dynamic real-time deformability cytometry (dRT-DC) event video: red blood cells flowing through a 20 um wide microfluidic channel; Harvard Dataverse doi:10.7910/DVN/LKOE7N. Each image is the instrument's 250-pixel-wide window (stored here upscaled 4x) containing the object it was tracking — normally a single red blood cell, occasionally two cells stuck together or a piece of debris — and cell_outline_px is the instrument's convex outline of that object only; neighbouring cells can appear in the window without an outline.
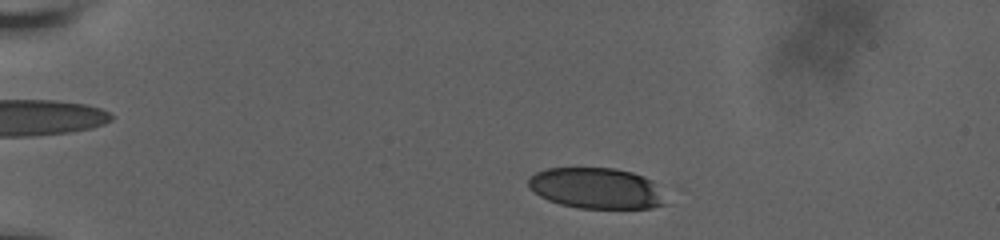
{"species": "human", "species_latin": "Homo sapiens", "temperature_condition": "room temperature", "stored_images_in_passage": 31, "camera_frame_rate_fps": 3000, "um_per_image_px": 0.085, "donor": {"sex": "male"}, "frame": {"image": 1, "passage_image": 5, "time_ms": 1.333, "image_size_px": [1000, 240], "cell_outline_px": [[668, 204], [652, 208], [580, 208], [560, 204], [548, 200], [540, 196], [528, 188], [528, 180], [536, 172], [548, 168], [616, 168], [632, 172], [644, 176], [652, 180]], "centroid_in_image_um": [50.69, 16.0], "position_along_channel_um": 34.3, "area_um2": 32.71}}
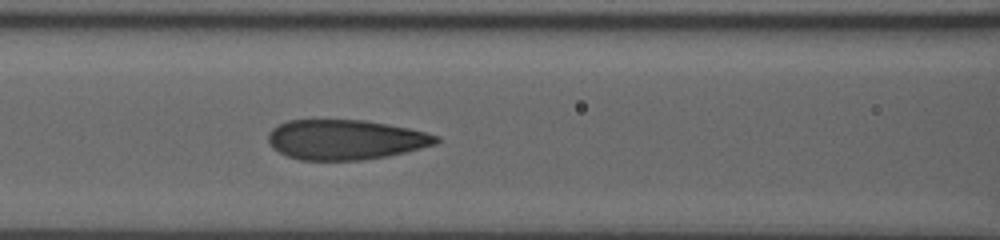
{"frame": {"image": 2, "passage_image": 20, "time_ms": 6.333, "image_size_px": [1000, 240], "cell_outline_px": [[440, 140], [436, 144], [388, 156], [360, 160], [300, 160], [288, 156], [272, 148], [268, 140], [268, 132], [276, 124], [288, 120], [364, 120], [408, 128], [440, 136]], "centroid_in_image_um": [29.33, 11.87], "position_along_channel_um": 137.3, "area_um2": 39.07}}
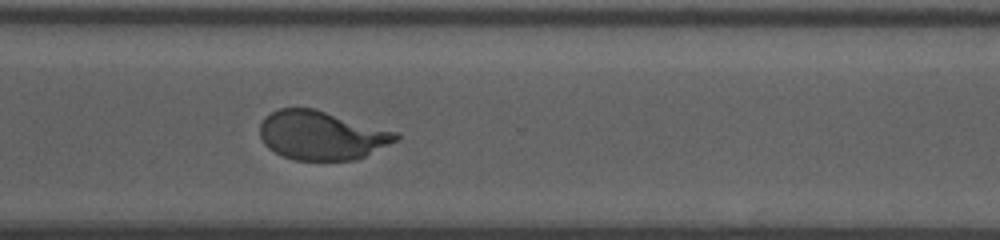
{"frame": {"image": 3, "passage_image": 31, "time_ms": 12.0, "image_size_px": [1000, 240], "cell_outline_px": [[400, 136], [396, 140], [356, 160], [296, 160], [284, 156], [268, 148], [264, 144], [260, 136], [260, 124], [264, 116], [280, 108], [312, 108], [396, 132]], "centroid_in_image_um": [27.27, 11.51], "position_along_channel_um": 343.3, "area_um2": 38.15}}